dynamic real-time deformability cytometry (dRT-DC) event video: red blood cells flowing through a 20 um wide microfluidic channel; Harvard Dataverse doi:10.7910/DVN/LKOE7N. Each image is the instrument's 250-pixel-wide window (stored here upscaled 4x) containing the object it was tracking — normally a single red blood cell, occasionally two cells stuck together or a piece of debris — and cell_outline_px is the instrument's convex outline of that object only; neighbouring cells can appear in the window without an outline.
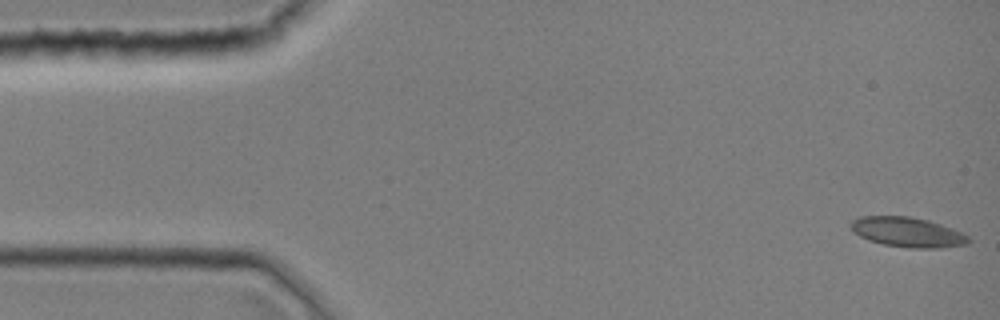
{"species": "common noctule bat (a hibernating species)", "species_latin": "Nyctalus noctula", "temperature_condition": "room temperature", "stored_images_in_passage": 43, "camera_frame_rate_fps": 3000, "um_per_image_px": 0.085, "animal": {"sex": "female", "body_mass_g": 19.0, "forearm_length_mm": 51.5}, "frame": {"image": 1, "passage_image": 1, "time_ms": 0.0, "image_size_px": [1000, 320], "cell_outline_px": [[972, 240], [968, 244], [936, 248], [912, 248], [884, 244], [868, 240], [860, 236], [848, 224], [852, 220], [860, 216], [908, 216], [928, 220], [952, 228], [968, 236]], "centroid_in_image_um": [77.15, 19.73], "position_along_channel_um": 7.9, "area_um2": 20.35}}
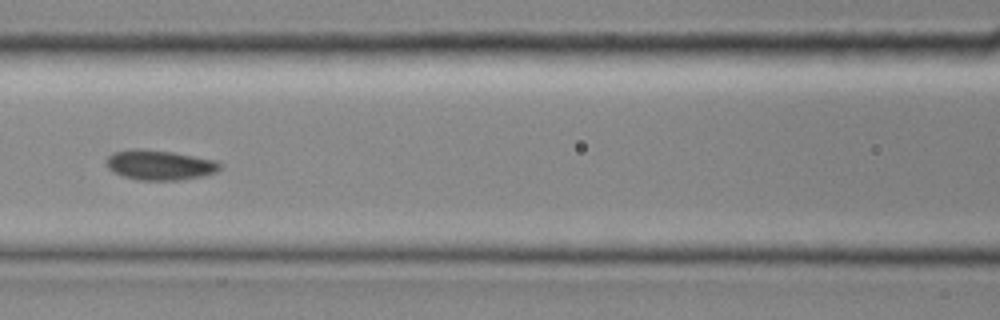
{"frame": {"image": 2, "passage_image": 19, "time_ms": 6.0, "image_size_px": [1000, 320], "cell_outline_px": [[220, 168], [216, 172], [200, 176], [180, 180], [140, 180], [124, 176], [112, 172], [104, 164], [104, 160], [112, 152], [132, 148], [140, 148], [172, 152], [216, 160], [220, 164]], "centroid_in_image_um": [13.49, 14.01], "position_along_channel_um": 153.1, "area_um2": 19.94}}
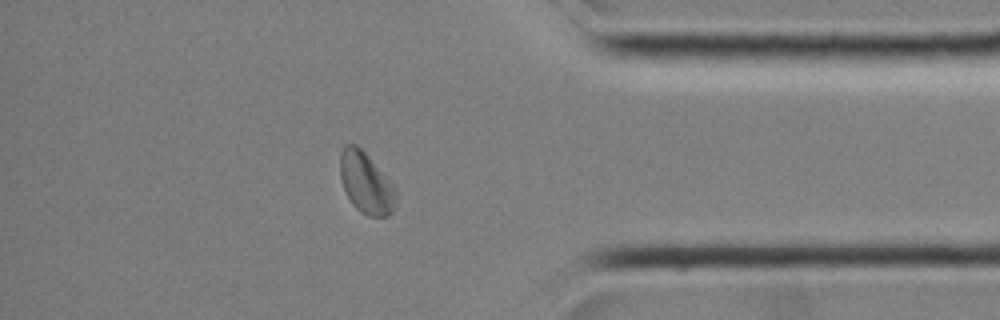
{"frame": {"image": 3, "passage_image": 37, "time_ms": 12.0, "image_size_px": [1000, 320], "cell_outline_px": [[396, 208], [388, 216], [368, 216], [360, 212], [352, 204], [344, 188], [340, 176], [340, 152], [344, 144], [356, 144], [396, 184]], "centroid_in_image_um": [31.15, 15.55], "position_along_channel_um": 404.1, "area_um2": 20.29}}